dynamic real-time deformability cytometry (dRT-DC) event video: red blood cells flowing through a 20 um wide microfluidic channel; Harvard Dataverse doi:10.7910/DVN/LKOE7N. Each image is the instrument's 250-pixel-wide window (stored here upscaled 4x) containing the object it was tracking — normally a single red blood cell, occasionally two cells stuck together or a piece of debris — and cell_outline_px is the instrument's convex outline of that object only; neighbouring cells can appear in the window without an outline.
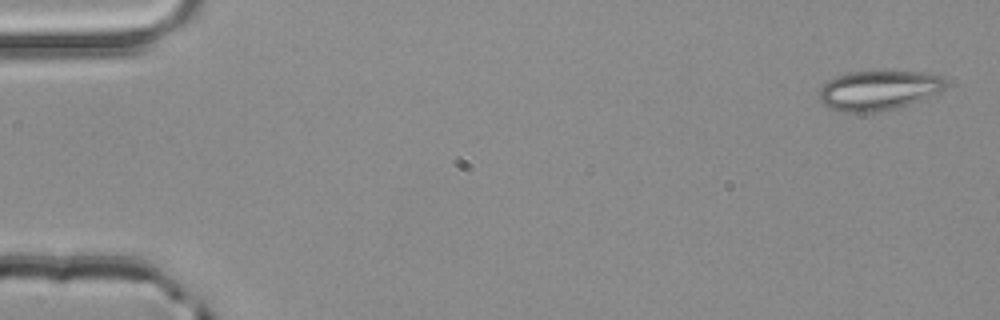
{"species": "common noctule bat (a hibernating species)", "species_latin": "Nyctalus noctula", "temperature_condition": "room temperature", "stored_images_in_passage": 4, "camera_frame_rate_fps": 3000, "um_per_image_px": 0.085, "animal": {"sex": "male", "body_mass_g": 20.4}, "frame": {"image": 1, "passage_image": 1, "time_ms": 0.0, "image_size_px": [1000, 320], "cell_outline_px": [[948, 84], [940, 92], [920, 100], [908, 104], [876, 112], [844, 112], [828, 108], [820, 100], [820, 88], [828, 80], [836, 76], [848, 72], [924, 72], [940, 76]], "centroid_in_image_um": [74.66, 7.68], "position_along_channel_um": 10.3, "area_um2": 28.9}}